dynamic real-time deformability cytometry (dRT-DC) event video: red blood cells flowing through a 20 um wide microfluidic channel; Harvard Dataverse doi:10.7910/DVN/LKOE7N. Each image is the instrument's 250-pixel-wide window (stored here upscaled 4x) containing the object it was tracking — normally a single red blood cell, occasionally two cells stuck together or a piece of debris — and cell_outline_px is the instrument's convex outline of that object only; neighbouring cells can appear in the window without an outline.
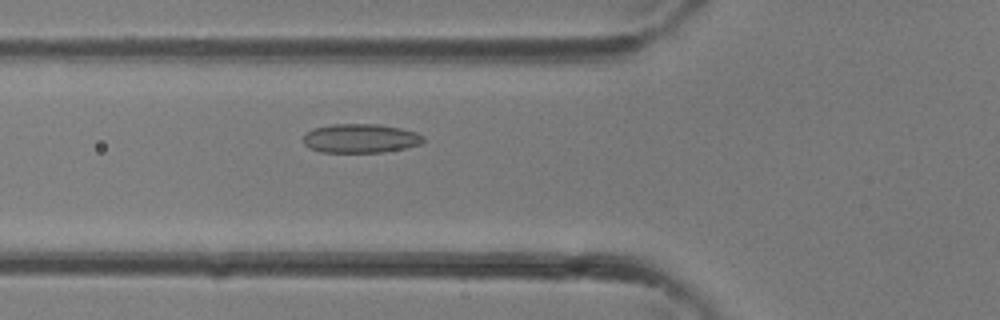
{"species": "common noctule bat (a hibernating species)", "species_latin": "Nyctalus noctula", "temperature_condition": "room temperature", "stored_images_in_passage": 37, "camera_frame_rate_fps": 3000, "um_per_image_px": 0.085, "animal": {"sex": "female"}, "frame": {"image": 1, "passage_image": 14, "time_ms": 4.333, "image_size_px": [1000, 320], "cell_outline_px": [[424, 140], [420, 144], [404, 148], [380, 152], [320, 152], [308, 148], [304, 144], [304, 132], [312, 128], [332, 124], [380, 124], [400, 128], [416, 132], [424, 136]], "centroid_in_image_um": [30.6, 11.75], "position_along_channel_um": 95.2, "area_um2": 20.4}}
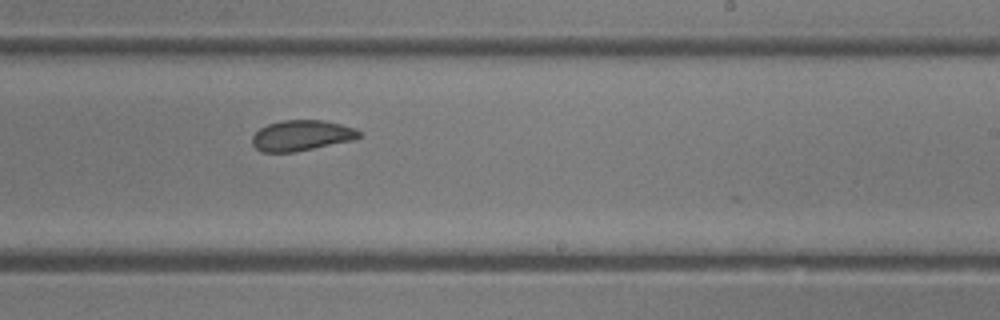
{"frame": {"image": 2, "passage_image": 23, "time_ms": 7.333, "image_size_px": [1000, 320], "cell_outline_px": [[360, 136], [352, 140], [296, 152], [264, 152], [256, 148], [252, 144], [252, 136], [260, 128], [268, 124], [284, 120], [324, 120], [356, 128], [360, 132]], "centroid_in_image_um": [25.62, 11.51], "position_along_channel_um": 263.4, "area_um2": 18.96}}
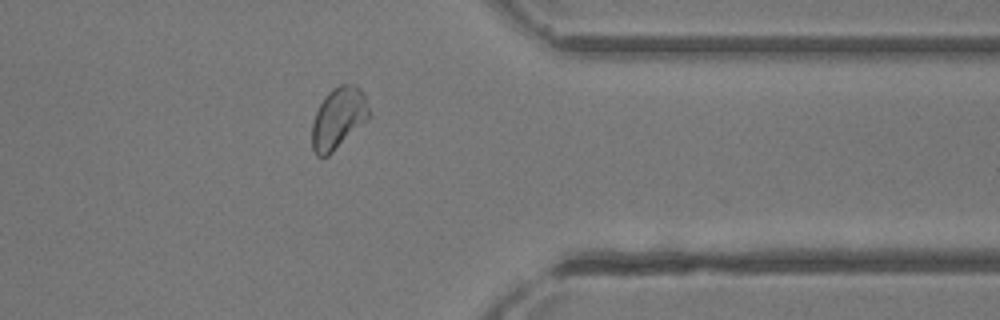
{"frame": {"image": 3, "passage_image": 30, "time_ms": 9.667, "image_size_px": [1000, 320], "cell_outline_px": [[372, 116], [328, 156], [316, 156], [312, 148], [312, 124], [316, 112], [320, 104], [328, 92], [332, 88], [340, 84], [356, 84], [364, 92]], "centroid_in_image_um": [28.79, 10.02], "position_along_channel_um": 382.6, "area_um2": 20.58}}